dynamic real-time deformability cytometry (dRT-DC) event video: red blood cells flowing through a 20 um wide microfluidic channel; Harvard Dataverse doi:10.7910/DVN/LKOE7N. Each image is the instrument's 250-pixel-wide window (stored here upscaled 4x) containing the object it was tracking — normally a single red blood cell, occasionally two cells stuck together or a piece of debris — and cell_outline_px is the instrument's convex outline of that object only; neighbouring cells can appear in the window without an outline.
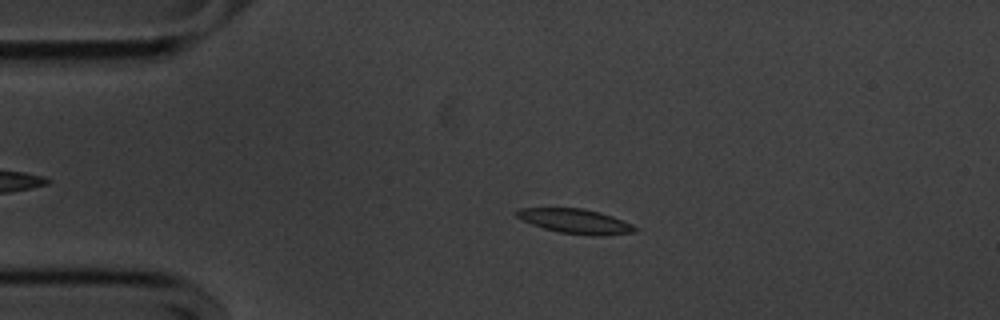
{"species": "common noctule bat (a hibernating species)", "species_latin": "Nyctalus noctula", "temperature_condition": "cold", "stored_images_in_passage": 55, "camera_frame_rate_fps": 3000, "um_per_image_px": 0.085, "animal": {"sex": "male", "body_mass_g": 20.1, "forearm_length_mm": 53.5}, "frame": {"image": 1, "passage_image": 11, "time_ms": 3.333, "image_size_px": [1000, 320], "cell_outline_px": [[640, 228], [636, 232], [600, 236], [592, 236], [560, 232], [544, 228], [532, 224], [516, 216], [512, 212], [516, 208], [584, 208], [600, 212], [612, 216], [632, 224]], "centroid_in_image_um": [48.93, 18.8], "position_along_channel_um": 36.1, "area_um2": 17.11}}
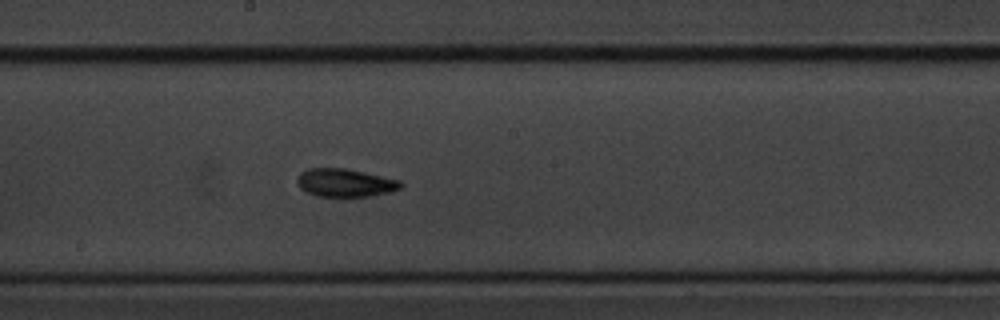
{"frame": {"image": 2, "passage_image": 29, "time_ms": 9.333, "image_size_px": [1000, 320], "cell_outline_px": [[404, 184], [400, 188], [392, 192], [368, 196], [316, 196], [300, 188], [296, 180], [300, 172], [308, 168], [344, 168], [364, 172], [400, 180]], "centroid_in_image_um": [29.34, 15.53], "position_along_channel_um": 218.9, "area_um2": 16.94}}
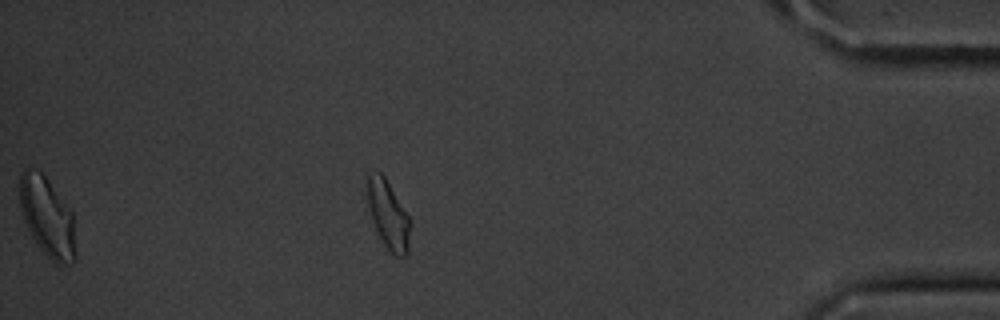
{"frame": {"image": 3, "passage_image": 48, "time_ms": 15.667, "image_size_px": [1000, 320], "cell_outline_px": [[408, 256], [396, 256], [384, 244], [372, 220], [368, 204], [368, 176], [380, 172], [384, 176], [408, 216]], "centroid_in_image_um": [32.99, 18.28], "position_along_channel_um": 402.2, "area_um2": 16.01}, "authors_computed_cell_mechanics": {"area_um2": 16.7042, "velocity_mm_per_s": 3.5798, "shape_relaxation_time_tau1_ms": 4.135, "shape_relaxation_time_tau2_ms": 3.411, "deformation_change_tau1": 0.1202, "deformation_change_tau2": 0.094}}